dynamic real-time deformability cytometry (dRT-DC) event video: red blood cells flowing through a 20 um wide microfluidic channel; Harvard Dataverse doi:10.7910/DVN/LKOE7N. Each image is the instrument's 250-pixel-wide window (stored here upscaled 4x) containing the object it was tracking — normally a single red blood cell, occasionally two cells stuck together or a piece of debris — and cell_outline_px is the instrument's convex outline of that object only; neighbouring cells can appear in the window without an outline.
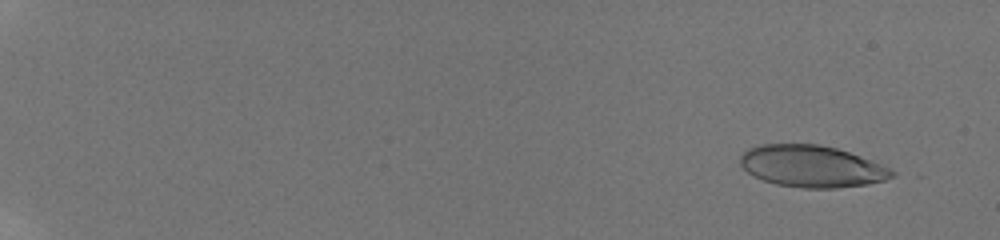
{"species": "human", "species_latin": "Homo sapiens", "temperature_condition": "room temperature", "stored_images_in_passage": 15, "camera_frame_rate_fps": 3000, "um_per_image_px": 0.085, "donor": {"sex": "male"}, "frame": {"image": 1, "passage_image": 4, "time_ms": 1.333, "image_size_px": [1000, 240], "cell_outline_px": [[896, 176], [884, 180], [868, 184], [836, 188], [800, 188], [776, 184], [752, 176], [740, 164], [740, 156], [748, 148], [756, 144], [820, 144], [836, 148], [872, 160], [896, 172]], "centroid_in_image_um": [68.98, 14.13], "position_along_channel_um": 16.0, "area_um2": 37.05}}
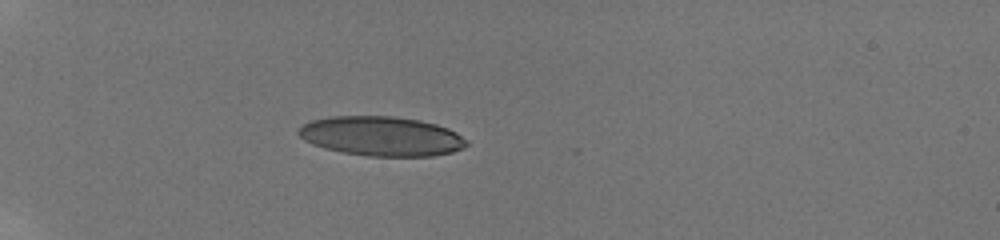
{"frame": {"image": 2, "passage_image": 11, "time_ms": 6.333, "image_size_px": [1000, 240], "cell_outline_px": [[468, 144], [452, 152], [432, 156], [368, 156], [344, 152], [324, 148], [312, 144], [304, 140], [296, 132], [300, 124], [312, 120], [328, 116], [392, 116], [420, 120], [436, 124], [448, 128], [456, 132], [468, 140]], "centroid_in_image_um": [32.39, 11.56], "position_along_channel_um": 52.6, "area_um2": 38.84}}
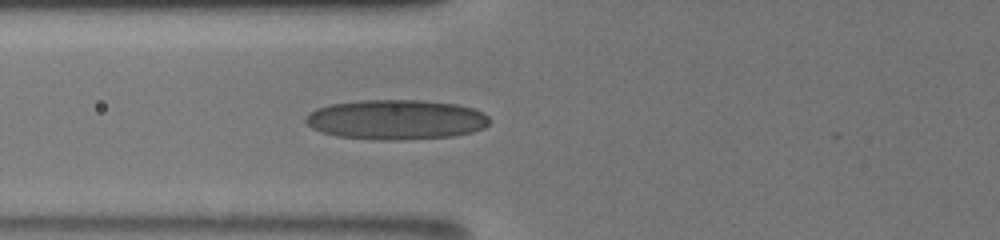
{"frame": {"image": 3, "passage_image": 15, "time_ms": 8.333, "image_size_px": [1000, 240], "cell_outline_px": [[488, 124], [484, 128], [472, 132], [452, 136], [396, 140], [376, 140], [336, 136], [320, 132], [312, 128], [304, 120], [316, 108], [332, 104], [360, 100], [424, 100], [460, 104], [484, 112], [488, 116]], "centroid_in_image_um": [33.69, 10.16], "position_along_channel_um": 92.1, "area_um2": 42.83}}